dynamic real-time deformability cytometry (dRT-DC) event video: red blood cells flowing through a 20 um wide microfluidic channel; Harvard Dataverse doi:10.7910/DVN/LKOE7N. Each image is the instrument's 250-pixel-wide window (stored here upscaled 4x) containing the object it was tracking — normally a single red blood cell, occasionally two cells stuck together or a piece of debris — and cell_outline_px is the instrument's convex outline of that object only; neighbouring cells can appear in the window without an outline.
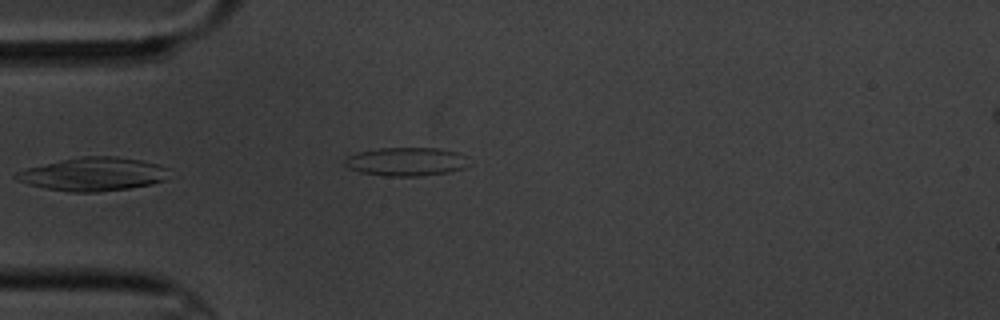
{"species": "common noctule bat (a hibernating species)", "species_latin": "Nyctalus noctula", "temperature_condition": "cold", "stored_images_in_passage": 5, "camera_frame_rate_fps": 3000, "um_per_image_px": 0.085, "animal": {"sex": "male", "body_mass_g": 20.1, "forearm_length_mm": 53.5}, "frame": {"image": 1, "passage_image": 4, "time_ms": 3.667, "image_size_px": [1000, 320], "cell_outline_px": [[172, 168], [164, 180], [152, 184], [128, 188], [96, 192], [68, 192], [44, 188], [28, 184], [12, 176], [16, 172], [28, 168], [60, 160], [80, 156], [116, 156], [140, 160]], "centroid_in_image_um": [7.95, 14.8], "position_along_channel_um": 77.1, "area_um2": 29.71}}